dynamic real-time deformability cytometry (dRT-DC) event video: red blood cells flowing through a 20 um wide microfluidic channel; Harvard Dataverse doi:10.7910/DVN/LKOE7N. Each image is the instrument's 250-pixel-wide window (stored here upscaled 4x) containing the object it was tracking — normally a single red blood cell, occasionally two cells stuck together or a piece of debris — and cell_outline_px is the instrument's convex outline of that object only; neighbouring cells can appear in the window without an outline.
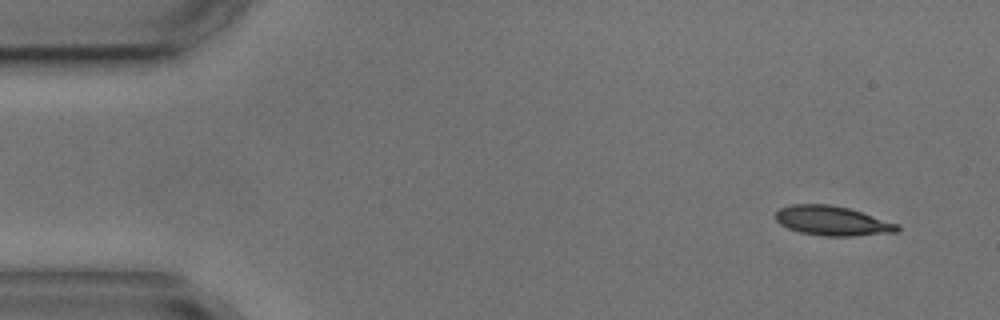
{"species": "common noctule bat (a hibernating species)", "species_latin": "Nyctalus noctula", "temperature_condition": "cold", "stored_images_in_passage": 5, "segment_of_instrument_passage": [2, 2], "camera_frame_rate_fps": 3000, "um_per_image_px": 0.085, "animal": {"sex": "male", "body_mass_g": 17.9, "forearm_length_mm": 54.2}, "frame": {"image": 1, "passage_image": 5, "time_ms": 5.667, "image_size_px": [1000, 320], "cell_outline_px": [[900, 228], [896, 232], [856, 236], [824, 236], [800, 232], [788, 228], [780, 224], [776, 220], [776, 212], [780, 208], [792, 204], [828, 204], [848, 208], [900, 224]], "centroid_in_image_um": [70.76, 18.77], "position_along_channel_um": 14.2, "area_um2": 20.92}}